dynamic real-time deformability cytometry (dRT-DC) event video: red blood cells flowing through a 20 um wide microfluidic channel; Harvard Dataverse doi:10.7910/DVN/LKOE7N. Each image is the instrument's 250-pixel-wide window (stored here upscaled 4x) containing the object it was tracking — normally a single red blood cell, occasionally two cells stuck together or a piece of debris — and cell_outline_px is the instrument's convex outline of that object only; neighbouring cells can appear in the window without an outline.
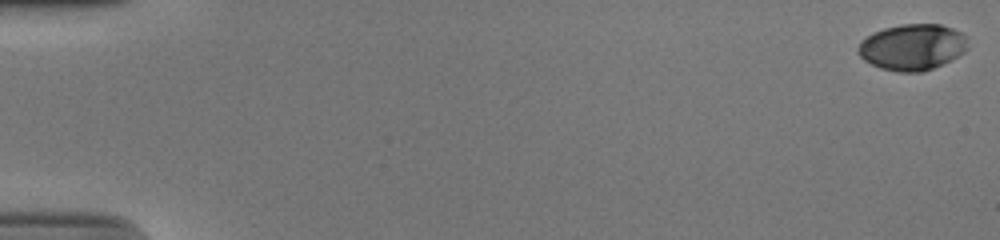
{"species": "human", "species_latin": "Homo sapiens", "temperature_condition": "cold", "stored_images_in_passage": 54, "camera_frame_rate_fps": 3000, "um_per_image_px": 0.085, "donor": {"sex": "male"}, "frame": {"image": 1, "passage_image": 1, "time_ms": 0.0, "image_size_px": [1000, 240], "cell_outline_px": [[968, 48], [964, 52], [924, 72], [896, 72], [880, 68], [864, 60], [856, 52], [856, 48], [860, 40], [872, 32], [884, 28], [900, 24], [940, 24], [952, 28], [960, 32], [964, 36]], "centroid_in_image_um": [77.48, 4.0], "position_along_channel_um": 7.5, "area_um2": 29.54}}
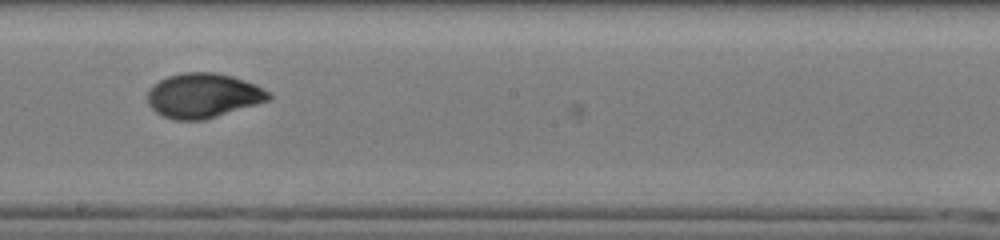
{"frame": {"image": 2, "passage_image": 32, "time_ms": 10.333, "image_size_px": [1000, 240], "cell_outline_px": [[272, 100], [204, 120], [176, 120], [164, 116], [156, 112], [148, 104], [148, 92], [152, 84], [168, 76], [184, 72], [216, 72], [232, 76], [256, 84], [272, 92]], "centroid_in_image_um": [17.32, 8.12], "position_along_channel_um": 230.9, "area_um2": 31.79}}
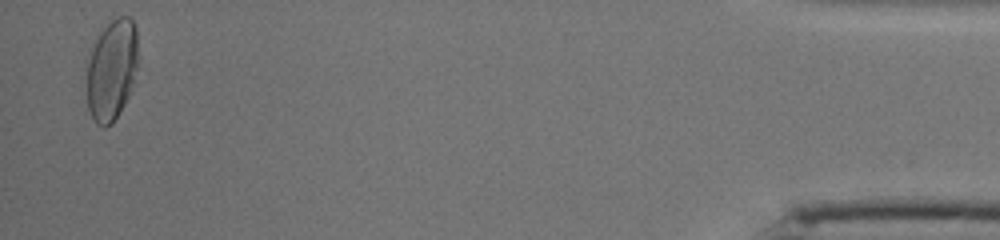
{"frame": {"image": 3, "passage_image": 53, "time_ms": 17.333, "image_size_px": [1000, 240], "cell_outline_px": [[136, 68], [128, 96], [124, 104], [112, 124], [104, 128], [96, 124], [88, 108], [84, 60], [100, 24], [116, 16], [128, 16], [132, 20], [136, 28]], "centroid_in_image_um": [9.39, 5.84], "position_along_channel_um": 425.8, "area_um2": 31.44}, "authors_computed_cell_mechanics": {"area_um2": 30.7207, "velocity_mm_per_s": 3.9066, "shape_relaxation_time_tau1_ms": 5.1944, "shape_relaxation_time_tau2_ms": 1.1632, "deformation_change_tau1": 0.1735, "deformation_change_tau2": 0.043}}